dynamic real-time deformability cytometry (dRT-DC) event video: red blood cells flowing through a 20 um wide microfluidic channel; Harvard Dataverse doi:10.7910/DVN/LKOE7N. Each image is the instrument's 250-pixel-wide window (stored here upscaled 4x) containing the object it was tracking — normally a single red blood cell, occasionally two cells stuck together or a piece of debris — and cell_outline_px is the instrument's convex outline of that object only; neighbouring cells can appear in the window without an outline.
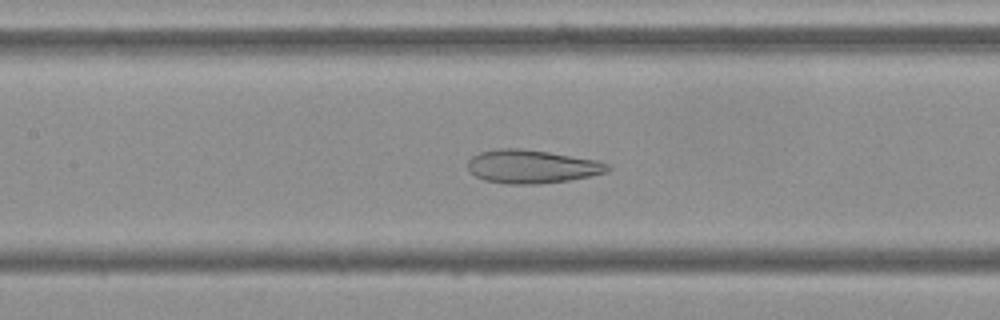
{"species": "Egyptian fruit bat (a non-hibernating species)", "species_latin": "Rousettus aegyptiacus", "temperature_condition": "cold", "stored_images_in_passage": 39, "camera_frame_rate_fps": 3000, "um_per_image_px": 0.085, "frame": {"image": 1, "passage_image": 24, "time_ms": 7.667, "image_size_px": [1000, 320], "cell_outline_px": [[612, 168], [608, 172], [568, 180], [540, 184], [508, 184], [484, 180], [476, 176], [468, 168], [468, 160], [472, 156], [480, 152], [500, 148], [524, 148], [596, 160], [608, 164]], "centroid_in_image_um": [45.2, 14.15], "position_along_channel_um": 162.2, "area_um2": 27.17}}
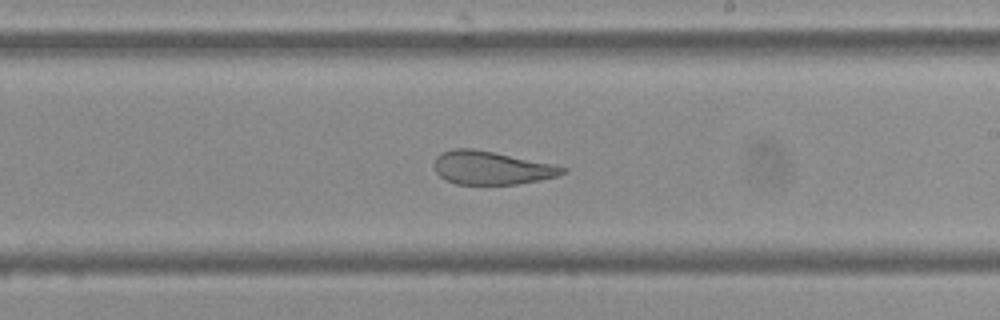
{"frame": {"image": 2, "passage_image": 31, "time_ms": 10.0, "image_size_px": [1000, 320], "cell_outline_px": [[568, 172], [556, 176], [540, 180], [516, 184], [456, 184], [444, 180], [432, 168], [432, 164], [436, 156], [440, 152], [456, 148], [472, 148], [556, 164], [568, 168]], "centroid_in_image_um": [41.75, 14.26], "position_along_channel_um": 247.2, "area_um2": 25.26}}
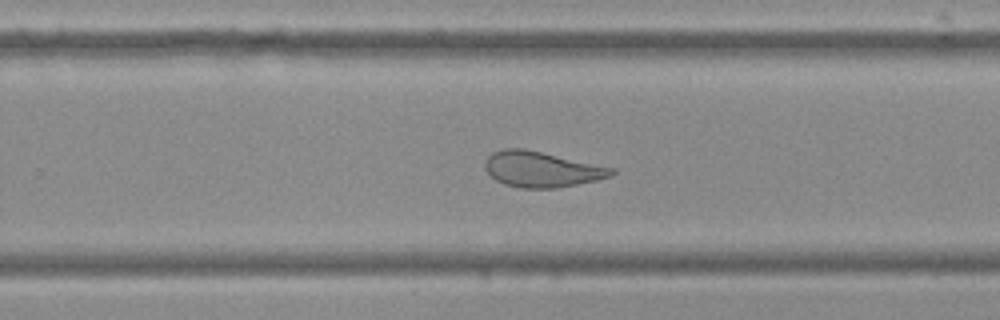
{"frame": {"image": 3, "passage_image": 34, "time_ms": 11.0, "image_size_px": [1000, 320], "cell_outline_px": [[616, 172], [612, 176], [596, 180], [556, 188], [520, 188], [504, 184], [496, 180], [484, 168], [484, 164], [488, 156], [492, 152], [504, 148], [524, 148], [616, 168]], "centroid_in_image_um": [46.04, 14.38], "position_along_channel_um": 283.8, "area_um2": 26.3}}